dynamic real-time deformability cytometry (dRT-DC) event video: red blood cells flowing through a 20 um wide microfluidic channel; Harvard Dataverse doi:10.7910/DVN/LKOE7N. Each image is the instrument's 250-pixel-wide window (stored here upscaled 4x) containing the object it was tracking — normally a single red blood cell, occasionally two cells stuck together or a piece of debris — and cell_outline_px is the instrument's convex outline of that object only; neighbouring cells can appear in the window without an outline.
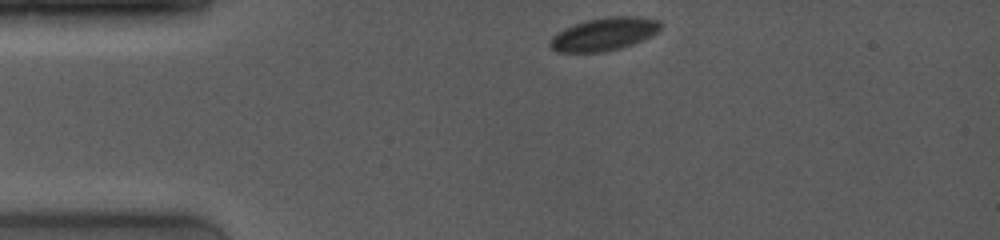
{"species": "common noctule bat (a hibernating species)", "species_latin": "Nyctalus noctula", "temperature_condition": "room temperature", "stored_images_in_passage": 40, "camera_frame_rate_fps": 4000, "um_per_image_px": 0.085, "animal": {"sex": "female", "body_mass_g": 19.0, "forearm_length_mm": 53.3}, "frame": {"image": 1, "passage_image": 1, "time_ms": 0.0, "image_size_px": [1000, 240], "cell_outline_px": [[660, 28], [656, 32], [632, 44], [620, 48], [600, 52], [556, 52], [548, 44], [548, 40], [556, 32], [564, 28], [584, 20], [608, 16], [640, 16], [660, 20]], "centroid_in_image_um": [51.28, 2.88], "position_along_channel_um": 33.7, "area_um2": 21.27}}
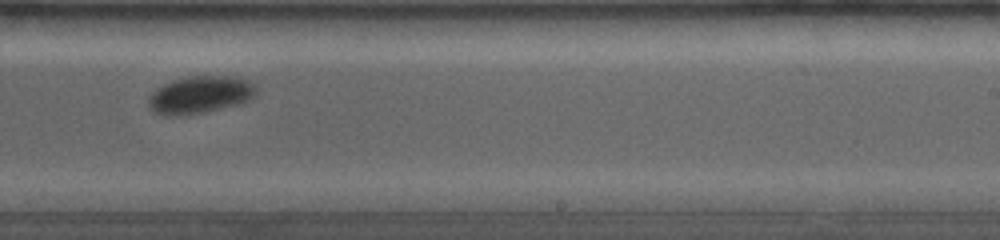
{"frame": {"image": 2, "passage_image": 23, "time_ms": 7.25, "image_size_px": [1000, 240], "cell_outline_px": [[256, 92], [248, 100], [236, 104], [204, 112], [176, 116], [164, 116], [156, 112], [148, 104], [148, 100], [152, 92], [156, 88], [172, 80], [188, 76], [228, 76], [248, 80], [256, 84]], "centroid_in_image_um": [16.98, 8.04], "position_along_channel_um": 272.0, "area_um2": 23.24}}
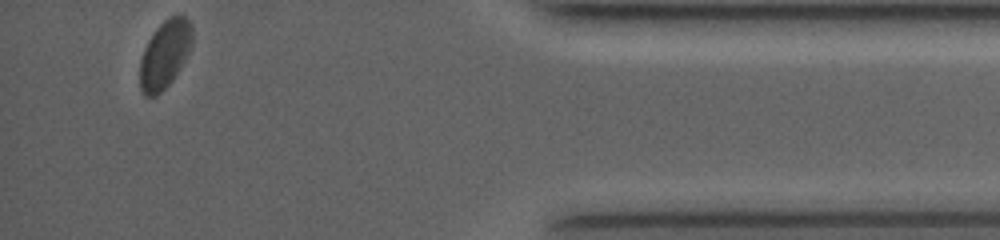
{"frame": {"image": 3, "passage_image": 40, "time_ms": 12.0, "image_size_px": [1000, 240], "cell_outline_px": [[192, 40], [188, 52], [184, 60], [172, 80], [156, 96], [144, 96], [140, 88], [140, 60], [144, 48], [152, 32], [168, 16], [176, 12], [184, 12], [188, 16], [192, 24]], "centroid_in_image_um": [14.02, 4.52], "position_along_channel_um": 421.2, "area_um2": 21.04}}